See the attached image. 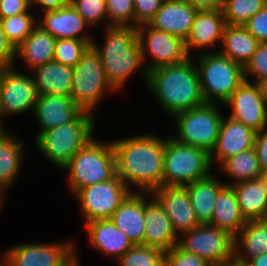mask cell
<instances>
[{
  "mask_svg": "<svg viewBox=\"0 0 267 266\" xmlns=\"http://www.w3.org/2000/svg\"><path fill=\"white\" fill-rule=\"evenodd\" d=\"M111 142L116 174L130 190L133 185L138 192L151 193L163 186L165 138L148 133Z\"/></svg>",
  "mask_w": 267,
  "mask_h": 266,
  "instance_id": "obj_1",
  "label": "cell"
},
{
  "mask_svg": "<svg viewBox=\"0 0 267 266\" xmlns=\"http://www.w3.org/2000/svg\"><path fill=\"white\" fill-rule=\"evenodd\" d=\"M196 61H185L158 67L148 72L149 92L169 116L199 107L206 102L202 96Z\"/></svg>",
  "mask_w": 267,
  "mask_h": 266,
  "instance_id": "obj_2",
  "label": "cell"
},
{
  "mask_svg": "<svg viewBox=\"0 0 267 266\" xmlns=\"http://www.w3.org/2000/svg\"><path fill=\"white\" fill-rule=\"evenodd\" d=\"M106 28L104 45L101 47L94 40L91 45L99 54L107 81L118 92L133 74L141 70V77L146 84L148 72L136 27L111 25Z\"/></svg>",
  "mask_w": 267,
  "mask_h": 266,
  "instance_id": "obj_3",
  "label": "cell"
},
{
  "mask_svg": "<svg viewBox=\"0 0 267 266\" xmlns=\"http://www.w3.org/2000/svg\"><path fill=\"white\" fill-rule=\"evenodd\" d=\"M93 112L83 110L73 121L36 136L35 144L44 157L63 169L91 139L95 130Z\"/></svg>",
  "mask_w": 267,
  "mask_h": 266,
  "instance_id": "obj_4",
  "label": "cell"
},
{
  "mask_svg": "<svg viewBox=\"0 0 267 266\" xmlns=\"http://www.w3.org/2000/svg\"><path fill=\"white\" fill-rule=\"evenodd\" d=\"M69 173L68 187L74 194L77 190L113 179L116 174V159L111 140L101 142L91 139L63 168Z\"/></svg>",
  "mask_w": 267,
  "mask_h": 266,
  "instance_id": "obj_5",
  "label": "cell"
},
{
  "mask_svg": "<svg viewBox=\"0 0 267 266\" xmlns=\"http://www.w3.org/2000/svg\"><path fill=\"white\" fill-rule=\"evenodd\" d=\"M198 53L196 64L206 103L224 104L244 80L243 67L219 51Z\"/></svg>",
  "mask_w": 267,
  "mask_h": 266,
  "instance_id": "obj_6",
  "label": "cell"
},
{
  "mask_svg": "<svg viewBox=\"0 0 267 266\" xmlns=\"http://www.w3.org/2000/svg\"><path fill=\"white\" fill-rule=\"evenodd\" d=\"M210 154L204 149L186 145L171 136L165 137L163 186H185L209 176Z\"/></svg>",
  "mask_w": 267,
  "mask_h": 266,
  "instance_id": "obj_7",
  "label": "cell"
},
{
  "mask_svg": "<svg viewBox=\"0 0 267 266\" xmlns=\"http://www.w3.org/2000/svg\"><path fill=\"white\" fill-rule=\"evenodd\" d=\"M218 104L205 103L188 111L177 113L176 141L204 149L209 154L216 146L223 115Z\"/></svg>",
  "mask_w": 267,
  "mask_h": 266,
  "instance_id": "obj_8",
  "label": "cell"
},
{
  "mask_svg": "<svg viewBox=\"0 0 267 266\" xmlns=\"http://www.w3.org/2000/svg\"><path fill=\"white\" fill-rule=\"evenodd\" d=\"M71 99L82 110L92 112L108 92H117L107 81L99 54L90 45L72 67ZM94 109V110H93Z\"/></svg>",
  "mask_w": 267,
  "mask_h": 266,
  "instance_id": "obj_9",
  "label": "cell"
},
{
  "mask_svg": "<svg viewBox=\"0 0 267 266\" xmlns=\"http://www.w3.org/2000/svg\"><path fill=\"white\" fill-rule=\"evenodd\" d=\"M178 237V246L186 252L206 259L213 266L234 263V237L209 224H199Z\"/></svg>",
  "mask_w": 267,
  "mask_h": 266,
  "instance_id": "obj_10",
  "label": "cell"
},
{
  "mask_svg": "<svg viewBox=\"0 0 267 266\" xmlns=\"http://www.w3.org/2000/svg\"><path fill=\"white\" fill-rule=\"evenodd\" d=\"M131 192L116 175L111 180L81 188L74 194L86 224L93 220L110 219Z\"/></svg>",
  "mask_w": 267,
  "mask_h": 266,
  "instance_id": "obj_11",
  "label": "cell"
},
{
  "mask_svg": "<svg viewBox=\"0 0 267 266\" xmlns=\"http://www.w3.org/2000/svg\"><path fill=\"white\" fill-rule=\"evenodd\" d=\"M15 65L2 70L0 76V126L5 117L22 114L26 111L33 113L38 94L32 74L16 71Z\"/></svg>",
  "mask_w": 267,
  "mask_h": 266,
  "instance_id": "obj_12",
  "label": "cell"
},
{
  "mask_svg": "<svg viewBox=\"0 0 267 266\" xmlns=\"http://www.w3.org/2000/svg\"><path fill=\"white\" fill-rule=\"evenodd\" d=\"M76 245L59 243H27L7 249L2 261L7 266H69L76 260Z\"/></svg>",
  "mask_w": 267,
  "mask_h": 266,
  "instance_id": "obj_13",
  "label": "cell"
},
{
  "mask_svg": "<svg viewBox=\"0 0 267 266\" xmlns=\"http://www.w3.org/2000/svg\"><path fill=\"white\" fill-rule=\"evenodd\" d=\"M136 30L143 62L147 57L152 60L151 64L145 66L147 72L158 67L181 63L190 57L182 38L156 30L148 24L139 25Z\"/></svg>",
  "mask_w": 267,
  "mask_h": 266,
  "instance_id": "obj_14",
  "label": "cell"
},
{
  "mask_svg": "<svg viewBox=\"0 0 267 266\" xmlns=\"http://www.w3.org/2000/svg\"><path fill=\"white\" fill-rule=\"evenodd\" d=\"M223 105L231 107L229 117L255 132L267 129V104L256 83L243 80Z\"/></svg>",
  "mask_w": 267,
  "mask_h": 266,
  "instance_id": "obj_15",
  "label": "cell"
},
{
  "mask_svg": "<svg viewBox=\"0 0 267 266\" xmlns=\"http://www.w3.org/2000/svg\"><path fill=\"white\" fill-rule=\"evenodd\" d=\"M150 195L160 203L178 237L200 224L185 186H162Z\"/></svg>",
  "mask_w": 267,
  "mask_h": 266,
  "instance_id": "obj_16",
  "label": "cell"
},
{
  "mask_svg": "<svg viewBox=\"0 0 267 266\" xmlns=\"http://www.w3.org/2000/svg\"><path fill=\"white\" fill-rule=\"evenodd\" d=\"M256 133L243 123L223 117L215 148L210 154L212 166L227 158L254 148Z\"/></svg>",
  "mask_w": 267,
  "mask_h": 266,
  "instance_id": "obj_17",
  "label": "cell"
},
{
  "mask_svg": "<svg viewBox=\"0 0 267 266\" xmlns=\"http://www.w3.org/2000/svg\"><path fill=\"white\" fill-rule=\"evenodd\" d=\"M198 11L194 6L183 0H163L160 9L148 22V25L185 41Z\"/></svg>",
  "mask_w": 267,
  "mask_h": 266,
  "instance_id": "obj_18",
  "label": "cell"
},
{
  "mask_svg": "<svg viewBox=\"0 0 267 266\" xmlns=\"http://www.w3.org/2000/svg\"><path fill=\"white\" fill-rule=\"evenodd\" d=\"M42 17V21L39 18L38 25L55 39L93 40L92 36L84 34L86 27L91 28V26L70 2L58 9L44 11Z\"/></svg>",
  "mask_w": 267,
  "mask_h": 266,
  "instance_id": "obj_19",
  "label": "cell"
},
{
  "mask_svg": "<svg viewBox=\"0 0 267 266\" xmlns=\"http://www.w3.org/2000/svg\"><path fill=\"white\" fill-rule=\"evenodd\" d=\"M150 197L144 200V246L166 251L178 244V236L160 203L152 195Z\"/></svg>",
  "mask_w": 267,
  "mask_h": 266,
  "instance_id": "obj_20",
  "label": "cell"
},
{
  "mask_svg": "<svg viewBox=\"0 0 267 266\" xmlns=\"http://www.w3.org/2000/svg\"><path fill=\"white\" fill-rule=\"evenodd\" d=\"M227 23L224 19L222 9L199 10L194 17L193 26L188 37L185 40L186 51L192 56L193 48L200 50L213 47L214 44L221 43L224 29ZM191 52V53H190Z\"/></svg>",
  "mask_w": 267,
  "mask_h": 266,
  "instance_id": "obj_21",
  "label": "cell"
},
{
  "mask_svg": "<svg viewBox=\"0 0 267 266\" xmlns=\"http://www.w3.org/2000/svg\"><path fill=\"white\" fill-rule=\"evenodd\" d=\"M83 110L66 95H40L33 111L39 128L38 135L48 129L73 121Z\"/></svg>",
  "mask_w": 267,
  "mask_h": 266,
  "instance_id": "obj_22",
  "label": "cell"
},
{
  "mask_svg": "<svg viewBox=\"0 0 267 266\" xmlns=\"http://www.w3.org/2000/svg\"><path fill=\"white\" fill-rule=\"evenodd\" d=\"M148 194L132 190L110 218L134 245H144V200Z\"/></svg>",
  "mask_w": 267,
  "mask_h": 266,
  "instance_id": "obj_23",
  "label": "cell"
},
{
  "mask_svg": "<svg viewBox=\"0 0 267 266\" xmlns=\"http://www.w3.org/2000/svg\"><path fill=\"white\" fill-rule=\"evenodd\" d=\"M91 247L117 260L134 246L128 236L111 219H98L84 224Z\"/></svg>",
  "mask_w": 267,
  "mask_h": 266,
  "instance_id": "obj_24",
  "label": "cell"
},
{
  "mask_svg": "<svg viewBox=\"0 0 267 266\" xmlns=\"http://www.w3.org/2000/svg\"><path fill=\"white\" fill-rule=\"evenodd\" d=\"M24 140L0 129V192L4 195L16 181L25 156Z\"/></svg>",
  "mask_w": 267,
  "mask_h": 266,
  "instance_id": "obj_25",
  "label": "cell"
},
{
  "mask_svg": "<svg viewBox=\"0 0 267 266\" xmlns=\"http://www.w3.org/2000/svg\"><path fill=\"white\" fill-rule=\"evenodd\" d=\"M37 94L40 95H71L72 67L56 61H50L32 71Z\"/></svg>",
  "mask_w": 267,
  "mask_h": 266,
  "instance_id": "obj_26",
  "label": "cell"
},
{
  "mask_svg": "<svg viewBox=\"0 0 267 266\" xmlns=\"http://www.w3.org/2000/svg\"><path fill=\"white\" fill-rule=\"evenodd\" d=\"M267 253V225L251 220L234 237V264L244 266L250 259Z\"/></svg>",
  "mask_w": 267,
  "mask_h": 266,
  "instance_id": "obj_27",
  "label": "cell"
},
{
  "mask_svg": "<svg viewBox=\"0 0 267 266\" xmlns=\"http://www.w3.org/2000/svg\"><path fill=\"white\" fill-rule=\"evenodd\" d=\"M56 39L37 25L15 49V57L25 62L29 71L54 60Z\"/></svg>",
  "mask_w": 267,
  "mask_h": 266,
  "instance_id": "obj_28",
  "label": "cell"
},
{
  "mask_svg": "<svg viewBox=\"0 0 267 266\" xmlns=\"http://www.w3.org/2000/svg\"><path fill=\"white\" fill-rule=\"evenodd\" d=\"M238 205L247 221L260 220L267 207V180L261 175L252 181L231 185Z\"/></svg>",
  "mask_w": 267,
  "mask_h": 266,
  "instance_id": "obj_29",
  "label": "cell"
},
{
  "mask_svg": "<svg viewBox=\"0 0 267 266\" xmlns=\"http://www.w3.org/2000/svg\"><path fill=\"white\" fill-rule=\"evenodd\" d=\"M212 174L211 172L206 178L185 185L196 218L200 224H209L211 222L219 191L227 185Z\"/></svg>",
  "mask_w": 267,
  "mask_h": 266,
  "instance_id": "obj_30",
  "label": "cell"
},
{
  "mask_svg": "<svg viewBox=\"0 0 267 266\" xmlns=\"http://www.w3.org/2000/svg\"><path fill=\"white\" fill-rule=\"evenodd\" d=\"M247 222L241 213L233 187L225 185L219 191L209 225L225 230L235 237Z\"/></svg>",
  "mask_w": 267,
  "mask_h": 266,
  "instance_id": "obj_31",
  "label": "cell"
},
{
  "mask_svg": "<svg viewBox=\"0 0 267 266\" xmlns=\"http://www.w3.org/2000/svg\"><path fill=\"white\" fill-rule=\"evenodd\" d=\"M259 43L244 26L227 24L221 42L222 49L218 51L244 68L251 60Z\"/></svg>",
  "mask_w": 267,
  "mask_h": 266,
  "instance_id": "obj_32",
  "label": "cell"
},
{
  "mask_svg": "<svg viewBox=\"0 0 267 266\" xmlns=\"http://www.w3.org/2000/svg\"><path fill=\"white\" fill-rule=\"evenodd\" d=\"M221 171H224L230 178H234L229 186L243 181H252L256 177L263 175L259 166V161L254 148L238 153L225 159L220 165Z\"/></svg>",
  "mask_w": 267,
  "mask_h": 266,
  "instance_id": "obj_33",
  "label": "cell"
},
{
  "mask_svg": "<svg viewBox=\"0 0 267 266\" xmlns=\"http://www.w3.org/2000/svg\"><path fill=\"white\" fill-rule=\"evenodd\" d=\"M266 4L267 0H223L222 12L228 25L243 26Z\"/></svg>",
  "mask_w": 267,
  "mask_h": 266,
  "instance_id": "obj_34",
  "label": "cell"
},
{
  "mask_svg": "<svg viewBox=\"0 0 267 266\" xmlns=\"http://www.w3.org/2000/svg\"><path fill=\"white\" fill-rule=\"evenodd\" d=\"M36 21V16L29 12L0 19L5 36L15 49L38 25Z\"/></svg>",
  "mask_w": 267,
  "mask_h": 266,
  "instance_id": "obj_35",
  "label": "cell"
},
{
  "mask_svg": "<svg viewBox=\"0 0 267 266\" xmlns=\"http://www.w3.org/2000/svg\"><path fill=\"white\" fill-rule=\"evenodd\" d=\"M164 254L161 248L134 245L117 262L118 266H164Z\"/></svg>",
  "mask_w": 267,
  "mask_h": 266,
  "instance_id": "obj_36",
  "label": "cell"
},
{
  "mask_svg": "<svg viewBox=\"0 0 267 266\" xmlns=\"http://www.w3.org/2000/svg\"><path fill=\"white\" fill-rule=\"evenodd\" d=\"M93 40L56 39L54 61L74 67Z\"/></svg>",
  "mask_w": 267,
  "mask_h": 266,
  "instance_id": "obj_37",
  "label": "cell"
},
{
  "mask_svg": "<svg viewBox=\"0 0 267 266\" xmlns=\"http://www.w3.org/2000/svg\"><path fill=\"white\" fill-rule=\"evenodd\" d=\"M106 10L107 26H134L133 0H106Z\"/></svg>",
  "mask_w": 267,
  "mask_h": 266,
  "instance_id": "obj_38",
  "label": "cell"
},
{
  "mask_svg": "<svg viewBox=\"0 0 267 266\" xmlns=\"http://www.w3.org/2000/svg\"><path fill=\"white\" fill-rule=\"evenodd\" d=\"M69 2L91 28L107 19L106 0H70Z\"/></svg>",
  "mask_w": 267,
  "mask_h": 266,
  "instance_id": "obj_39",
  "label": "cell"
},
{
  "mask_svg": "<svg viewBox=\"0 0 267 266\" xmlns=\"http://www.w3.org/2000/svg\"><path fill=\"white\" fill-rule=\"evenodd\" d=\"M164 266H213L206 259L181 249L178 245L166 250Z\"/></svg>",
  "mask_w": 267,
  "mask_h": 266,
  "instance_id": "obj_40",
  "label": "cell"
},
{
  "mask_svg": "<svg viewBox=\"0 0 267 266\" xmlns=\"http://www.w3.org/2000/svg\"><path fill=\"white\" fill-rule=\"evenodd\" d=\"M244 80L254 76V83L267 76V42H260L251 60L245 65Z\"/></svg>",
  "mask_w": 267,
  "mask_h": 266,
  "instance_id": "obj_41",
  "label": "cell"
},
{
  "mask_svg": "<svg viewBox=\"0 0 267 266\" xmlns=\"http://www.w3.org/2000/svg\"><path fill=\"white\" fill-rule=\"evenodd\" d=\"M134 1V27L148 24L160 9L163 0H133Z\"/></svg>",
  "mask_w": 267,
  "mask_h": 266,
  "instance_id": "obj_42",
  "label": "cell"
},
{
  "mask_svg": "<svg viewBox=\"0 0 267 266\" xmlns=\"http://www.w3.org/2000/svg\"><path fill=\"white\" fill-rule=\"evenodd\" d=\"M259 42H267V4L243 25Z\"/></svg>",
  "mask_w": 267,
  "mask_h": 266,
  "instance_id": "obj_43",
  "label": "cell"
},
{
  "mask_svg": "<svg viewBox=\"0 0 267 266\" xmlns=\"http://www.w3.org/2000/svg\"><path fill=\"white\" fill-rule=\"evenodd\" d=\"M32 0H0V19L30 12Z\"/></svg>",
  "mask_w": 267,
  "mask_h": 266,
  "instance_id": "obj_44",
  "label": "cell"
},
{
  "mask_svg": "<svg viewBox=\"0 0 267 266\" xmlns=\"http://www.w3.org/2000/svg\"><path fill=\"white\" fill-rule=\"evenodd\" d=\"M15 48L7 40L0 23V69L15 65Z\"/></svg>",
  "mask_w": 267,
  "mask_h": 266,
  "instance_id": "obj_45",
  "label": "cell"
},
{
  "mask_svg": "<svg viewBox=\"0 0 267 266\" xmlns=\"http://www.w3.org/2000/svg\"><path fill=\"white\" fill-rule=\"evenodd\" d=\"M254 149L263 173L267 171V129L256 133Z\"/></svg>",
  "mask_w": 267,
  "mask_h": 266,
  "instance_id": "obj_46",
  "label": "cell"
},
{
  "mask_svg": "<svg viewBox=\"0 0 267 266\" xmlns=\"http://www.w3.org/2000/svg\"><path fill=\"white\" fill-rule=\"evenodd\" d=\"M198 10L222 9L223 0H183Z\"/></svg>",
  "mask_w": 267,
  "mask_h": 266,
  "instance_id": "obj_47",
  "label": "cell"
},
{
  "mask_svg": "<svg viewBox=\"0 0 267 266\" xmlns=\"http://www.w3.org/2000/svg\"><path fill=\"white\" fill-rule=\"evenodd\" d=\"M70 0H32V6L39 5L41 6L42 12L47 11V10H54L58 9L60 7L65 6L66 4L69 3Z\"/></svg>",
  "mask_w": 267,
  "mask_h": 266,
  "instance_id": "obj_48",
  "label": "cell"
},
{
  "mask_svg": "<svg viewBox=\"0 0 267 266\" xmlns=\"http://www.w3.org/2000/svg\"><path fill=\"white\" fill-rule=\"evenodd\" d=\"M244 266H267V253L250 259Z\"/></svg>",
  "mask_w": 267,
  "mask_h": 266,
  "instance_id": "obj_49",
  "label": "cell"
},
{
  "mask_svg": "<svg viewBox=\"0 0 267 266\" xmlns=\"http://www.w3.org/2000/svg\"><path fill=\"white\" fill-rule=\"evenodd\" d=\"M256 84L258 85L259 90L261 94L263 95L264 100L266 101V104H267V76L258 80Z\"/></svg>",
  "mask_w": 267,
  "mask_h": 266,
  "instance_id": "obj_50",
  "label": "cell"
},
{
  "mask_svg": "<svg viewBox=\"0 0 267 266\" xmlns=\"http://www.w3.org/2000/svg\"><path fill=\"white\" fill-rule=\"evenodd\" d=\"M260 220L267 225V207L265 209V212L263 214V217Z\"/></svg>",
  "mask_w": 267,
  "mask_h": 266,
  "instance_id": "obj_51",
  "label": "cell"
},
{
  "mask_svg": "<svg viewBox=\"0 0 267 266\" xmlns=\"http://www.w3.org/2000/svg\"><path fill=\"white\" fill-rule=\"evenodd\" d=\"M3 200H4V196H3V194L0 192V203H3Z\"/></svg>",
  "mask_w": 267,
  "mask_h": 266,
  "instance_id": "obj_52",
  "label": "cell"
},
{
  "mask_svg": "<svg viewBox=\"0 0 267 266\" xmlns=\"http://www.w3.org/2000/svg\"><path fill=\"white\" fill-rule=\"evenodd\" d=\"M263 176L266 178L267 180V171L263 172Z\"/></svg>",
  "mask_w": 267,
  "mask_h": 266,
  "instance_id": "obj_53",
  "label": "cell"
},
{
  "mask_svg": "<svg viewBox=\"0 0 267 266\" xmlns=\"http://www.w3.org/2000/svg\"><path fill=\"white\" fill-rule=\"evenodd\" d=\"M0 266H7L4 262L0 263Z\"/></svg>",
  "mask_w": 267,
  "mask_h": 266,
  "instance_id": "obj_54",
  "label": "cell"
},
{
  "mask_svg": "<svg viewBox=\"0 0 267 266\" xmlns=\"http://www.w3.org/2000/svg\"><path fill=\"white\" fill-rule=\"evenodd\" d=\"M227 266H239V265H236V264L233 263V264H231V265H227Z\"/></svg>",
  "mask_w": 267,
  "mask_h": 266,
  "instance_id": "obj_55",
  "label": "cell"
}]
</instances>
